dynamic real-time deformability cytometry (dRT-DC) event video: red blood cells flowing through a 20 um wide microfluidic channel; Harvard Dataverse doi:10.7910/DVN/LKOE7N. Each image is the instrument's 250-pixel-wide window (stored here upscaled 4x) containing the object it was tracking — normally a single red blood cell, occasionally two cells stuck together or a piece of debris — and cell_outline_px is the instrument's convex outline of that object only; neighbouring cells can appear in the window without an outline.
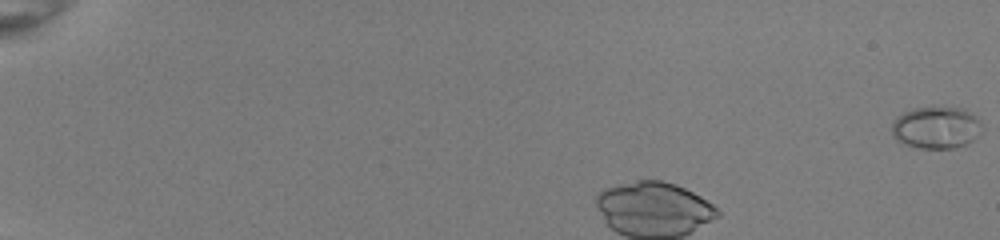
{"species": "common noctule bat (a hibernating species)", "species_latin": "Nyctalus noctula", "temperature_condition": "room temperature", "stored_images_in_passage": 38, "camera_frame_rate_fps": 3000, "um_per_image_px": 0.085, "animal": {"sex": "female", "body_mass_g": 22.0, "forearm_length_mm": 56.7}, "frame": {"image": 1, "passage_image": 1, "time_ms": 0.0, "image_size_px": [1000, 240], "cell_outline_px": [[984, 132], [968, 144], [956, 148], [920, 148], [904, 144], [896, 140], [892, 136], [892, 124], [896, 116], [912, 108], [964, 108], [972, 112], [984, 124]], "centroid_in_image_um": [79.64, 10.85], "position_along_channel_um": 5.4, "area_um2": 22.6}}